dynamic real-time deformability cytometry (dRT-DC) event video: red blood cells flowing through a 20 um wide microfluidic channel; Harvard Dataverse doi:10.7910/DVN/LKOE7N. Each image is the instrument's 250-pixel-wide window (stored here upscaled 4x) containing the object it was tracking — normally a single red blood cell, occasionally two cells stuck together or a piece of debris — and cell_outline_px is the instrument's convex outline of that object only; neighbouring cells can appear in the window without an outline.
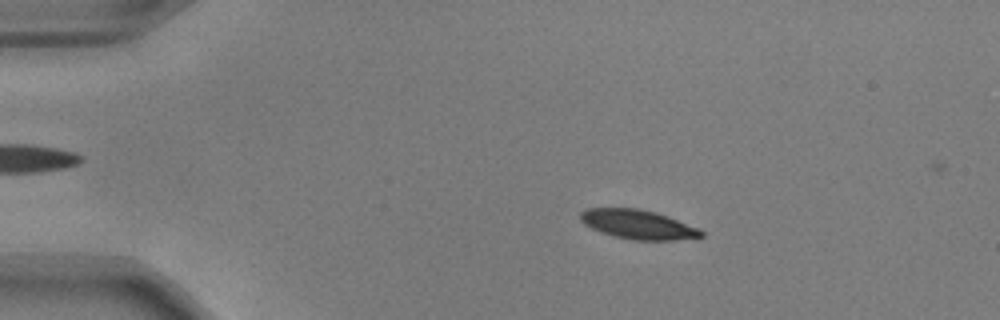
{"species": "common noctule bat (a hibernating species)", "species_latin": "Nyctalus noctula", "temperature_condition": "warm", "stored_images_in_passage": 17, "camera_frame_rate_fps": 3000, "um_per_image_px": 0.085, "animal": {"sex": "male", "body_mass_g": 17.9, "forearm_length_mm": 54.2}, "frame": {"image": 1, "passage_image": 10, "time_ms": 3.0, "image_size_px": [1000, 320], "cell_outline_px": [[704, 236], [676, 240], [632, 240], [600, 232], [584, 224], [580, 220], [580, 212], [584, 208], [640, 208], [656, 212], [668, 216], [700, 228], [704, 232]], "centroid_in_image_um": [54.24, 19.07], "position_along_channel_um": 30.8, "area_um2": 20.75}}